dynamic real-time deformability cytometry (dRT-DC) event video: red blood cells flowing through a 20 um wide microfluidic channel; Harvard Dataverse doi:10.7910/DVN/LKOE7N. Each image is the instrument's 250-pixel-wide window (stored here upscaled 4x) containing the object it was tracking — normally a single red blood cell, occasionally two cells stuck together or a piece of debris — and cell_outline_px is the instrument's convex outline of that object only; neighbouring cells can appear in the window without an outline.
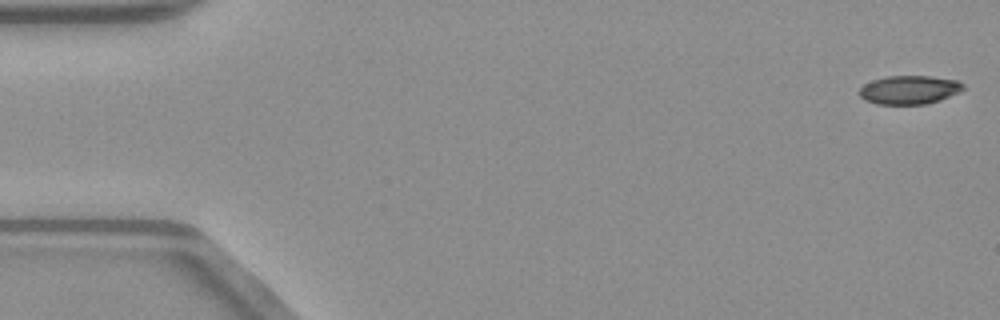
{"species": "common noctule bat (a hibernating species)", "species_latin": "Nyctalus noctula", "temperature_condition": "warm", "stored_images_in_passage": 11, "camera_frame_rate_fps": 3000, "um_per_image_px": 0.085, "animal": {"sex": "male", "body_mass_g": 23.1, "forearm_length_mm": 52.7}, "frame": {"image": 1, "passage_image": 1, "time_ms": 0.0, "image_size_px": [1000, 320], "cell_outline_px": [[964, 88], [940, 100], [924, 104], [876, 104], [864, 100], [860, 96], [860, 88], [864, 84], [872, 80], [884, 76], [928, 76], [960, 80], [964, 84]], "centroid_in_image_um": [77.26, 7.62], "position_along_channel_um": 7.7, "area_um2": 17.28}}